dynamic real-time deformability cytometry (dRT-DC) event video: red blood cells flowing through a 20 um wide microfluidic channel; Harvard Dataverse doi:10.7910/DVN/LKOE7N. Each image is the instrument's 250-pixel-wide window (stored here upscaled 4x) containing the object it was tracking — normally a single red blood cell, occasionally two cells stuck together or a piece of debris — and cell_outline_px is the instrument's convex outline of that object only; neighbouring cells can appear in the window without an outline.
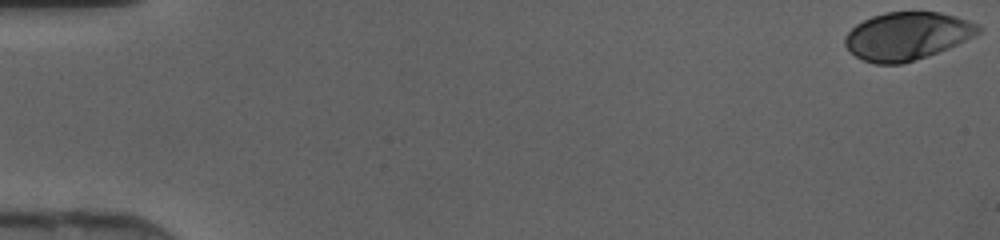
{"species": "human", "species_latin": "Homo sapiens", "temperature_condition": "cold", "stored_images_in_passage": 41, "camera_frame_rate_fps": 3000, "um_per_image_px": 0.085, "donor": {"sex": "female"}, "frame": {"image": 1, "passage_image": 1, "time_ms": 0.0, "image_size_px": [1000, 240], "cell_outline_px": [[980, 32], [976, 36], [948, 48], [900, 64], [876, 64], [864, 60], [856, 56], [844, 44], [844, 36], [856, 24], [872, 16], [884, 12], [940, 12], [956, 16], [980, 24]], "centroid_in_image_um": [77.11, 3.04], "position_along_channel_um": 7.9, "area_um2": 36.99}}
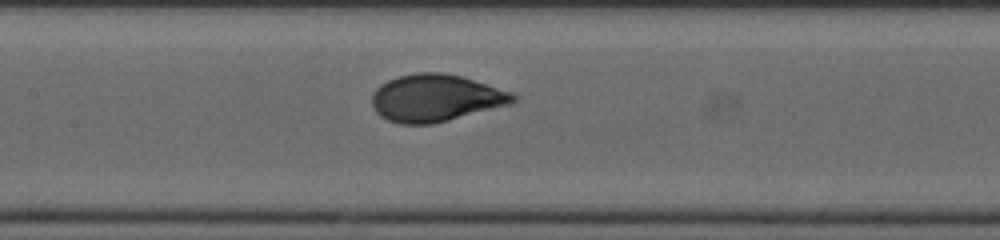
{"frame": {"image": 2, "passage_image": 23, "time_ms": 7.333, "image_size_px": [1000, 240], "cell_outline_px": [[520, 96], [512, 104], [432, 124], [400, 124], [388, 120], [380, 116], [376, 112], [372, 104], [372, 92], [380, 84], [388, 80], [400, 76], [416, 72], [444, 72], [464, 76], [512, 92]], "centroid_in_image_um": [37.06, 8.32], "position_along_channel_um": 170.3, "area_um2": 39.19}}
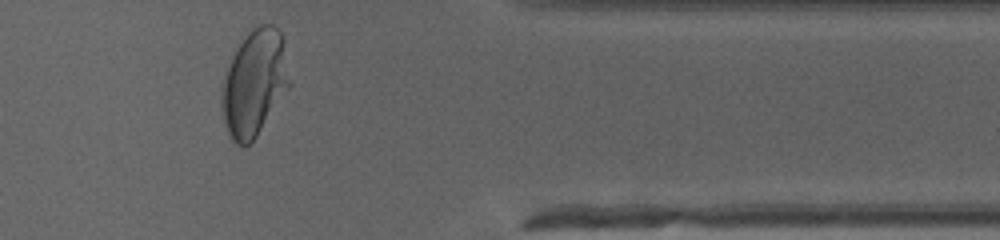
{"frame": {"image": 3, "passage_image": 39, "time_ms": 12.667, "image_size_px": [1000, 240], "cell_outline_px": [[292, 84], [256, 136], [244, 148], [236, 144], [232, 140], [228, 132], [220, 108], [220, 88], [224, 76], [232, 56], [248, 32], [252, 28], [260, 24], [272, 24], [280, 32], [284, 40]], "centroid_in_image_um": [21.63, 7.05], "position_along_channel_um": 389.8, "area_um2": 42.37}}